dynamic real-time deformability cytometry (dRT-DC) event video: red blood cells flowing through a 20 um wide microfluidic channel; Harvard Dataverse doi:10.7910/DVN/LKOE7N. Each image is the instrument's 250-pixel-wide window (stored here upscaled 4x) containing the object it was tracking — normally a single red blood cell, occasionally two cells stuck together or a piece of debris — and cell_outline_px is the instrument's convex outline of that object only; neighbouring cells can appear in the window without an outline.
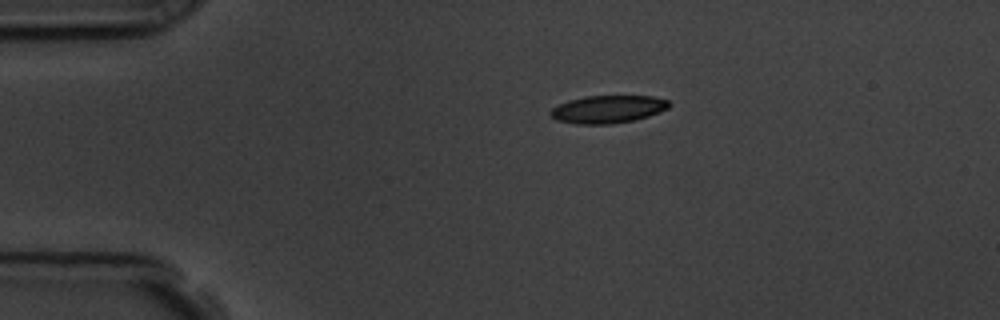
{"species": "common noctule bat (a hibernating species)", "species_latin": "Nyctalus noctula", "temperature_condition": "room temperature", "stored_images_in_passage": 21, "camera_frame_rate_fps": 3000, "um_per_image_px": 0.085, "animal": {"sex": "male", "body_mass_g": 19.5, "forearm_length_mm": 54.6}, "frame": {"image": 1, "passage_image": 1, "time_ms": 0.0, "image_size_px": [1000, 320], "cell_outline_px": [[672, 104], [668, 108], [660, 112], [648, 116], [632, 120], [612, 124], [576, 124], [556, 120], [548, 112], [552, 108], [568, 100], [584, 96], [652, 96], [668, 100]], "centroid_in_image_um": [51.67, 9.28], "position_along_channel_um": 33.3, "area_um2": 19.19}}
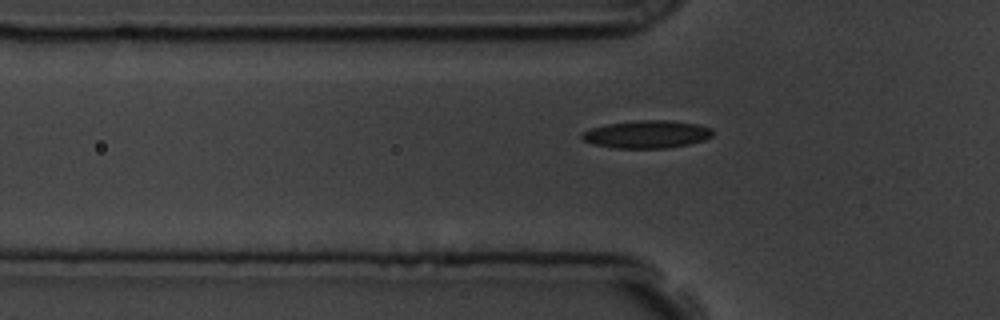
{"frame": {"image": 2, "passage_image": 8, "time_ms": 2.333, "image_size_px": [1000, 320], "cell_outline_px": [[712, 136], [704, 140], [688, 144], [668, 148], [616, 148], [592, 144], [584, 140], [580, 136], [584, 132], [592, 128], [608, 124], [640, 120], [672, 120], [696, 124], [712, 128]], "centroid_in_image_um": [55.0, 11.42], "position_along_channel_um": 70.8, "area_um2": 20.98}}
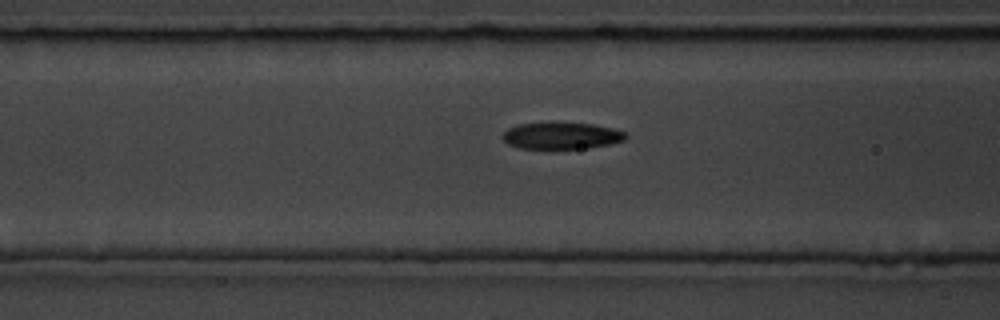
{"frame": {"image": 3, "passage_image": 12, "time_ms": 3.667, "image_size_px": [1000, 320], "cell_outline_px": [[628, 136], [624, 140], [608, 144], [588, 148], [520, 148], [508, 144], [504, 140], [504, 132], [508, 128], [516, 124], [592, 124], [612, 128], [624, 132]], "centroid_in_image_um": [47.73, 11.55], "position_along_channel_um": 118.9, "area_um2": 18.5}}